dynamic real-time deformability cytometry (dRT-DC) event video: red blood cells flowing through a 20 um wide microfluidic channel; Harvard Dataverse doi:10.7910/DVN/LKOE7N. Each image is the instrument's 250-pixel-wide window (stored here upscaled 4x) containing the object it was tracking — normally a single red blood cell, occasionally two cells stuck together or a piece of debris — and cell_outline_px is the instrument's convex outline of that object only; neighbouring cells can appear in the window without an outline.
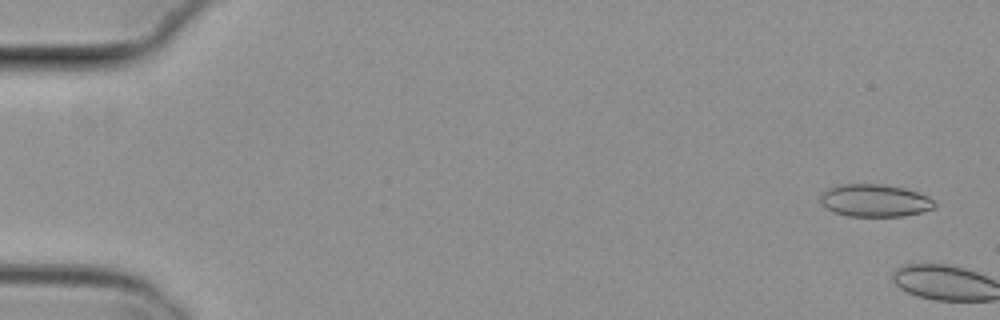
{"species": "common noctule bat (a hibernating species)", "species_latin": "Nyctalus noctula", "temperature_condition": "cold", "stored_images_in_passage": 8, "camera_frame_rate_fps": 3000, "um_per_image_px": 0.085, "animal": {"sex": "female", "body_mass_g": 29.2, "forearm_length_mm": 56.3}, "frame": {"image": 1, "passage_image": 1, "time_ms": 0.0, "image_size_px": [1000, 320], "cell_outline_px": [[936, 208], [924, 212], [904, 216], [848, 216], [832, 212], [824, 208], [820, 204], [820, 196], [828, 188], [840, 184], [884, 184], [904, 188], [928, 196], [936, 204]], "centroid_in_image_um": [74.34, 17.05], "position_along_channel_um": 10.7, "area_um2": 21.91}}
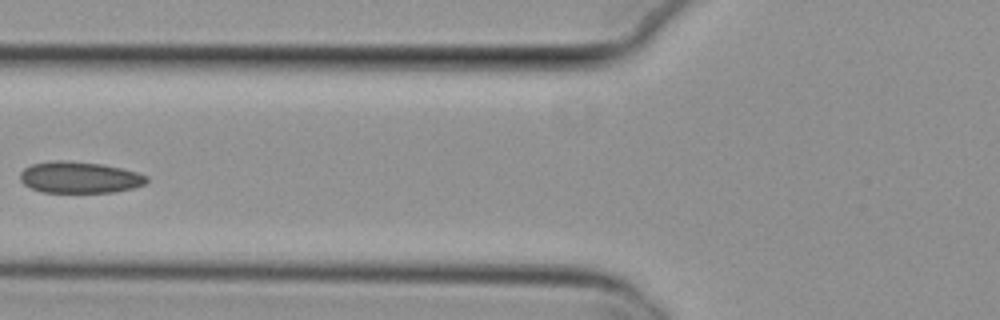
{"frame": {"image": 2, "passage_image": 7, "time_ms": 2.0, "image_size_px": [1000, 320], "cell_outline_px": [[148, 180], [144, 184], [132, 188], [116, 192], [40, 192], [24, 184], [20, 180], [20, 172], [24, 168], [32, 164], [56, 160], [60, 160], [104, 164], [136, 172], [148, 176]], "centroid_in_image_um": [6.75, 15.08], "position_along_channel_um": 119.0, "area_um2": 23.12}}
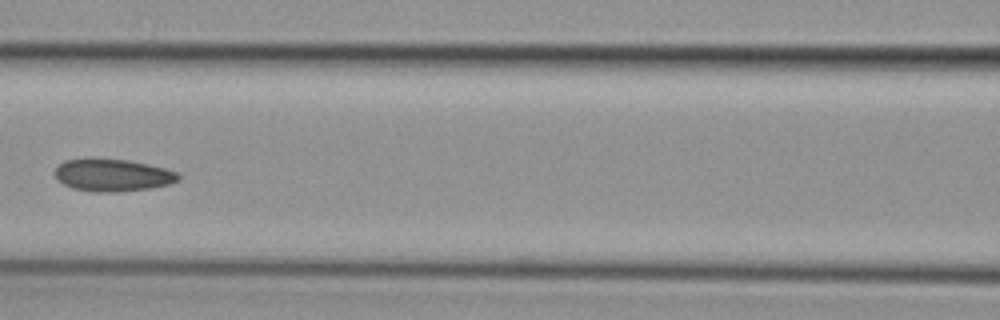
{"frame": {"image": 3, "passage_image": 8, "time_ms": 2.333, "image_size_px": [1000, 320], "cell_outline_px": [[180, 180], [172, 184], [152, 188], [116, 192], [92, 192], [72, 188], [56, 180], [52, 172], [64, 160], [84, 156], [92, 156], [128, 160], [148, 164], [180, 172]], "centroid_in_image_um": [9.54, 14.86], "position_along_channel_um": 157.1, "area_um2": 24.33}}